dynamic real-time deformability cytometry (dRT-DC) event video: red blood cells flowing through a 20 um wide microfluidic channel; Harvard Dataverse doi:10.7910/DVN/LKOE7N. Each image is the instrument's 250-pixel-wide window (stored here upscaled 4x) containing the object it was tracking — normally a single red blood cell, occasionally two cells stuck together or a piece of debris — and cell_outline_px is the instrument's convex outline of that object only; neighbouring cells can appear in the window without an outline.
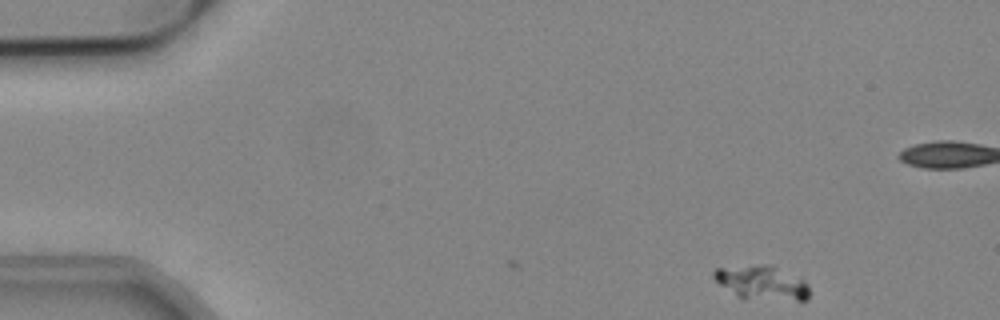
{"species": "common noctule bat (a hibernating species)", "species_latin": "Nyctalus noctula", "temperature_condition": "cold", "stored_images_in_passage": 40, "camera_frame_rate_fps": 3000, "um_per_image_px": 0.085, "animal": {"sex": "male", "body_mass_g": 19.2, "forearm_length_mm": 51.8}, "frame": {"image": 1, "passage_image": 1, "time_ms": 0.0, "image_size_px": [1000, 320], "cell_outline_px": [[808, 300], [740, 300], [720, 284], [712, 276], [712, 272], [716, 268], [764, 264], [776, 268], [804, 280], [808, 284]], "centroid_in_image_um": [64.71, 24.07], "position_along_channel_um": 20.3, "area_um2": 19.07}}
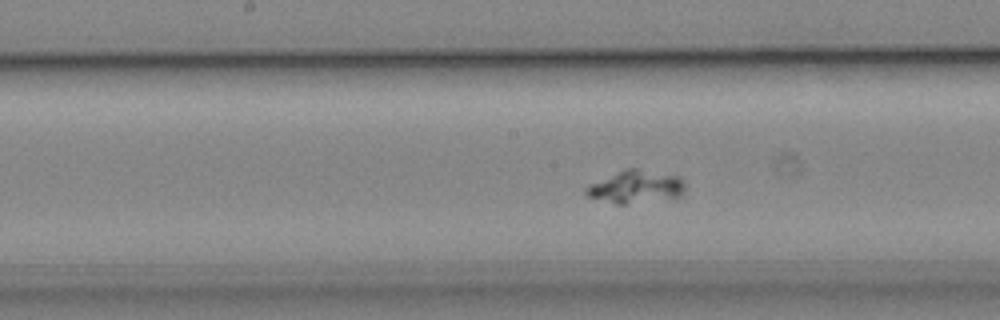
{"frame": {"image": 2, "passage_image": 23, "time_ms": 7.333, "image_size_px": [1000, 320], "cell_outline_px": [[684, 192], [680, 196], [624, 204], [616, 204], [588, 196], [584, 192], [584, 188], [592, 184], [628, 168], [636, 168], [680, 176], [684, 180]], "centroid_in_image_um": [54.09, 15.88], "position_along_channel_um": 194.1, "area_um2": 18.32}}
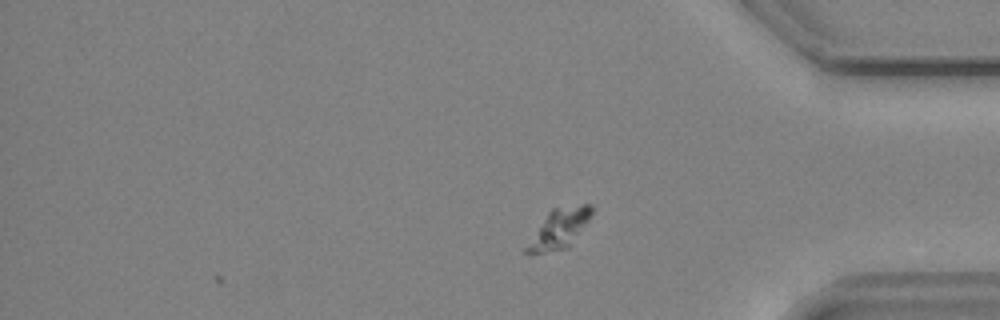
{"frame": {"image": 3, "passage_image": 40, "time_ms": 13.0, "image_size_px": [1000, 320], "cell_outline_px": [[592, 212], [588, 220], [568, 248], [532, 256], [524, 252], [524, 248], [548, 212], [552, 208], [580, 204], [592, 204]], "centroid_in_image_um": [47.49, 19.47], "position_along_channel_um": 387.7, "area_um2": 14.97}}